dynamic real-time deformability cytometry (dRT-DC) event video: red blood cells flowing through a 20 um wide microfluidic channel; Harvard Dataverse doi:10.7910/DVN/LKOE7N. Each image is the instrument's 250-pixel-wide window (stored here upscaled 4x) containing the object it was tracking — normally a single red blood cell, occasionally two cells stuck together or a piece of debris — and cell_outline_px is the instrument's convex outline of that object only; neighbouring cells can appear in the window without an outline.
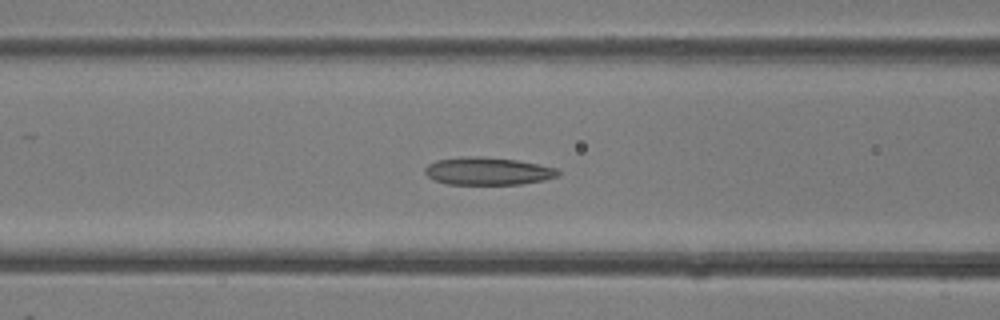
{"species": "common noctule bat (a hibernating species)", "species_latin": "Nyctalus noctula", "temperature_condition": "room temperature", "stored_images_in_passage": 40, "camera_frame_rate_fps": 3000, "um_per_image_px": 0.085, "animal": {"sex": "female"}, "frame": {"image": 1, "passage_image": 16, "time_ms": 5.0, "image_size_px": [1000, 320], "cell_outline_px": [[560, 176], [544, 180], [520, 184], [448, 184], [436, 180], [428, 176], [424, 172], [424, 168], [428, 164], [436, 160], [468, 156], [480, 156], [516, 160], [560, 168]], "centroid_in_image_um": [41.5, 14.54], "position_along_channel_um": 125.1, "area_um2": 21.5}}
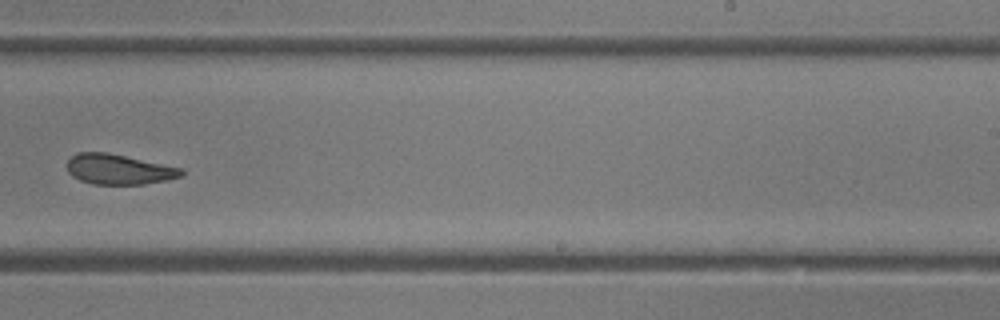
{"frame": {"image": 2, "passage_image": 25, "time_ms": 8.0, "image_size_px": [1000, 320], "cell_outline_px": [[184, 176], [168, 180], [144, 184], [92, 184], [80, 180], [72, 176], [68, 172], [68, 160], [76, 152], [108, 152], [184, 168]], "centroid_in_image_um": [10.14, 14.39], "position_along_channel_um": 278.9, "area_um2": 20.35}}
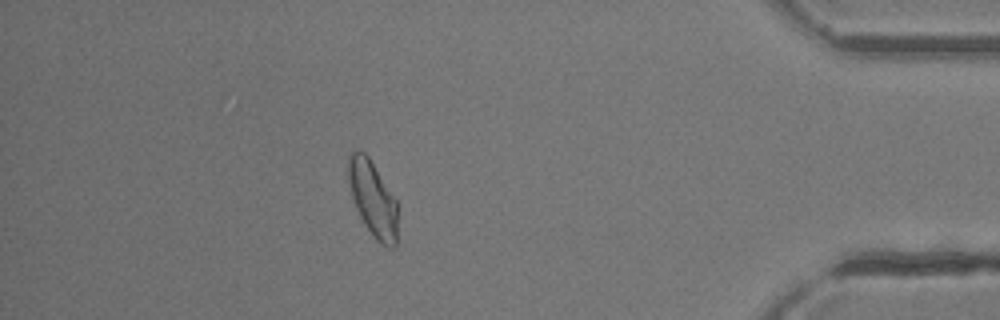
{"frame": {"image": 3, "passage_image": 35, "time_ms": 11.333, "image_size_px": [1000, 320], "cell_outline_px": [[396, 248], [388, 248], [380, 244], [372, 236], [364, 224], [356, 208], [352, 196], [348, 180], [348, 152], [356, 148], [364, 152], [368, 156], [396, 200]], "centroid_in_image_um": [31.66, 16.89], "position_along_channel_um": 403.5, "area_um2": 21.68}}